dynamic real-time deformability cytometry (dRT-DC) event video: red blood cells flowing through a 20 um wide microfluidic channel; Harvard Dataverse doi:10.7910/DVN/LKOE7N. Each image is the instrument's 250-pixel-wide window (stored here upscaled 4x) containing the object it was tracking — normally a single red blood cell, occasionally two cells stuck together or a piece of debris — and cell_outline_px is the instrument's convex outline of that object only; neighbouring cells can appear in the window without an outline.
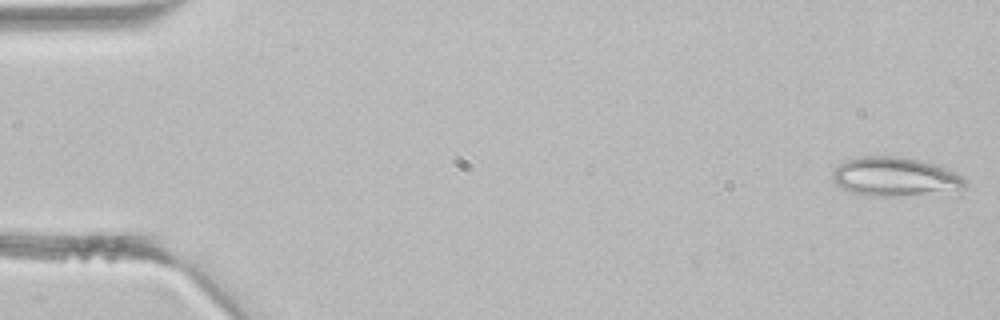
{"species": "common noctule bat (a hibernating species)", "species_latin": "Nyctalus noctula", "temperature_condition": "room temperature", "stored_images_in_passage": 12, "camera_frame_rate_fps": 3000, "um_per_image_px": 0.085, "animal": {"sex": "male", "body_mass_g": 21.5, "forearm_length_mm": 52.0}, "frame": {"image": 1, "passage_image": 1, "time_ms": 0.0, "image_size_px": [1000, 320], "cell_outline_px": [[964, 188], [892, 196], [868, 196], [852, 192], [836, 184], [832, 176], [832, 172], [840, 164], [848, 160], [860, 156], [900, 156], [932, 164], [956, 172], [964, 176]], "centroid_in_image_um": [76.0, 15.0], "position_along_channel_um": 9.0, "area_um2": 29.19}}